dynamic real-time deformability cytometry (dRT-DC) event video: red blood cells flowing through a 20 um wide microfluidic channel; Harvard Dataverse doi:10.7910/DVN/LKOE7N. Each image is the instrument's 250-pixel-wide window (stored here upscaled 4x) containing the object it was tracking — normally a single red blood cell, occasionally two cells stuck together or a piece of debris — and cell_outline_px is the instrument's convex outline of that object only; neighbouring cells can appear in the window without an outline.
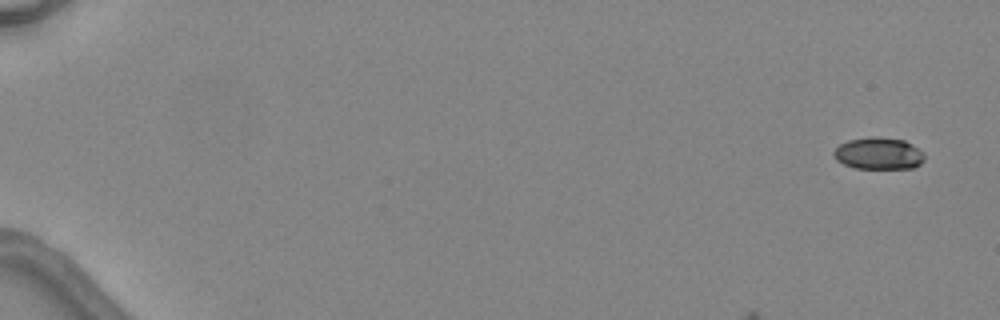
{"species": "common noctule bat (a hibernating species)", "species_latin": "Nyctalus noctula", "temperature_condition": "warm", "stored_images_in_passage": 6, "camera_frame_rate_fps": 3000, "um_per_image_px": 0.085, "animal": {"sex": "female", "body_mass_g": 24.6, "forearm_length_mm": 56.2}, "frame": {"image": 1, "passage_image": 1, "time_ms": 0.0, "image_size_px": [1000, 320], "cell_outline_px": [[924, 160], [920, 164], [912, 168], [856, 168], [844, 164], [836, 160], [832, 152], [840, 144], [848, 140], [872, 136], [876, 136], [904, 140], [912, 144], [924, 152]], "centroid_in_image_um": [74.69, 13.03], "position_along_channel_um": 10.3, "area_um2": 16.94}}